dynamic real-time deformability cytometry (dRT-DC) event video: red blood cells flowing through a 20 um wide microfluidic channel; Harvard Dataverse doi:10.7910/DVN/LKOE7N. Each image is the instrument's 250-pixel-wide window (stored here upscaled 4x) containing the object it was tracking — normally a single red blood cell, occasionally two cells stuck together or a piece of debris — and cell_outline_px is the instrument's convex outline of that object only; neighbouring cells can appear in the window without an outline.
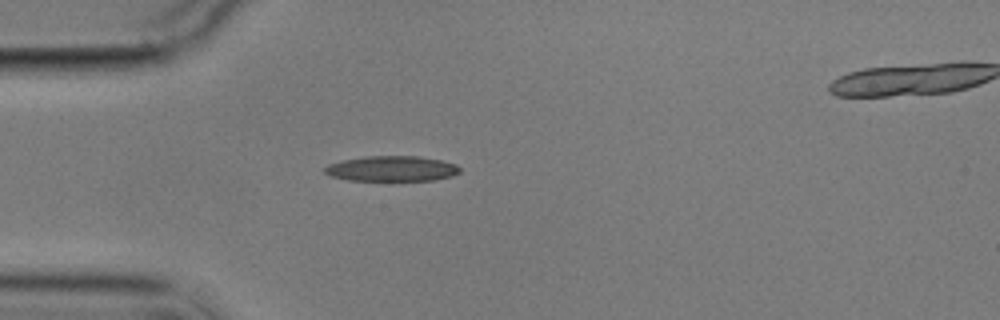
{"species": "common noctule bat (a hibernating species)", "species_latin": "Nyctalus noctula", "temperature_condition": "cold", "stored_images_in_passage": 2, "camera_frame_rate_fps": 3000, "um_per_image_px": 0.085, "animal": {"sex": "male", "body_mass_g": 17.9}, "frame": {"image": 1, "passage_image": 1, "time_ms": 0.0, "image_size_px": [1000, 320], "cell_outline_px": [[460, 172], [452, 176], [432, 180], [348, 180], [332, 176], [324, 172], [324, 168], [328, 164], [344, 160], [364, 156], [416, 156], [440, 160], [456, 164], [460, 168]], "centroid_in_image_um": [33.3, 14.33], "position_along_channel_um": 51.7, "area_um2": 19.77}}